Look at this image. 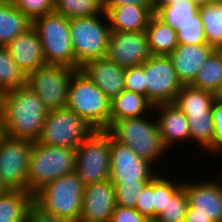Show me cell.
Here are the masks:
<instances>
[{
  "mask_svg": "<svg viewBox=\"0 0 222 222\" xmlns=\"http://www.w3.org/2000/svg\"><path fill=\"white\" fill-rule=\"evenodd\" d=\"M6 136L36 142L48 109L38 95L24 85L0 94Z\"/></svg>",
  "mask_w": 222,
  "mask_h": 222,
  "instance_id": "1",
  "label": "cell"
},
{
  "mask_svg": "<svg viewBox=\"0 0 222 222\" xmlns=\"http://www.w3.org/2000/svg\"><path fill=\"white\" fill-rule=\"evenodd\" d=\"M76 149L32 143L26 191L34 195L53 180L75 172Z\"/></svg>",
  "mask_w": 222,
  "mask_h": 222,
  "instance_id": "2",
  "label": "cell"
},
{
  "mask_svg": "<svg viewBox=\"0 0 222 222\" xmlns=\"http://www.w3.org/2000/svg\"><path fill=\"white\" fill-rule=\"evenodd\" d=\"M85 185L75 172L61 176L33 195V202L44 212L69 222H80Z\"/></svg>",
  "mask_w": 222,
  "mask_h": 222,
  "instance_id": "3",
  "label": "cell"
},
{
  "mask_svg": "<svg viewBox=\"0 0 222 222\" xmlns=\"http://www.w3.org/2000/svg\"><path fill=\"white\" fill-rule=\"evenodd\" d=\"M149 118L150 115H145L114 121L106 131L116 141L131 147L139 157L155 165L168 150L162 142L157 119Z\"/></svg>",
  "mask_w": 222,
  "mask_h": 222,
  "instance_id": "4",
  "label": "cell"
},
{
  "mask_svg": "<svg viewBox=\"0 0 222 222\" xmlns=\"http://www.w3.org/2000/svg\"><path fill=\"white\" fill-rule=\"evenodd\" d=\"M111 100L85 74L77 69L71 79L66 108L85 119L96 130L110 126Z\"/></svg>",
  "mask_w": 222,
  "mask_h": 222,
  "instance_id": "5",
  "label": "cell"
},
{
  "mask_svg": "<svg viewBox=\"0 0 222 222\" xmlns=\"http://www.w3.org/2000/svg\"><path fill=\"white\" fill-rule=\"evenodd\" d=\"M69 31L75 69L90 60L106 57L111 29L105 11L95 16L69 19Z\"/></svg>",
  "mask_w": 222,
  "mask_h": 222,
  "instance_id": "6",
  "label": "cell"
},
{
  "mask_svg": "<svg viewBox=\"0 0 222 222\" xmlns=\"http://www.w3.org/2000/svg\"><path fill=\"white\" fill-rule=\"evenodd\" d=\"M32 27L40 39L47 64L75 68L68 18L52 12L33 20Z\"/></svg>",
  "mask_w": 222,
  "mask_h": 222,
  "instance_id": "7",
  "label": "cell"
},
{
  "mask_svg": "<svg viewBox=\"0 0 222 222\" xmlns=\"http://www.w3.org/2000/svg\"><path fill=\"white\" fill-rule=\"evenodd\" d=\"M96 129L68 108L52 109L45 118L37 142L48 146L77 148Z\"/></svg>",
  "mask_w": 222,
  "mask_h": 222,
  "instance_id": "8",
  "label": "cell"
},
{
  "mask_svg": "<svg viewBox=\"0 0 222 222\" xmlns=\"http://www.w3.org/2000/svg\"><path fill=\"white\" fill-rule=\"evenodd\" d=\"M75 173L89 185L110 179V134L96 130L76 148Z\"/></svg>",
  "mask_w": 222,
  "mask_h": 222,
  "instance_id": "9",
  "label": "cell"
},
{
  "mask_svg": "<svg viewBox=\"0 0 222 222\" xmlns=\"http://www.w3.org/2000/svg\"><path fill=\"white\" fill-rule=\"evenodd\" d=\"M76 70L65 65L47 64L27 74L26 86L38 95L48 110L65 108Z\"/></svg>",
  "mask_w": 222,
  "mask_h": 222,
  "instance_id": "10",
  "label": "cell"
},
{
  "mask_svg": "<svg viewBox=\"0 0 222 222\" xmlns=\"http://www.w3.org/2000/svg\"><path fill=\"white\" fill-rule=\"evenodd\" d=\"M147 99L155 106L173 103L182 88L169 56L151 55L143 64Z\"/></svg>",
  "mask_w": 222,
  "mask_h": 222,
  "instance_id": "11",
  "label": "cell"
},
{
  "mask_svg": "<svg viewBox=\"0 0 222 222\" xmlns=\"http://www.w3.org/2000/svg\"><path fill=\"white\" fill-rule=\"evenodd\" d=\"M153 166L148 160L139 157L131 147L110 135L111 183L150 182L157 175Z\"/></svg>",
  "mask_w": 222,
  "mask_h": 222,
  "instance_id": "12",
  "label": "cell"
},
{
  "mask_svg": "<svg viewBox=\"0 0 222 222\" xmlns=\"http://www.w3.org/2000/svg\"><path fill=\"white\" fill-rule=\"evenodd\" d=\"M32 143L9 136L0 143V177L10 190L26 191Z\"/></svg>",
  "mask_w": 222,
  "mask_h": 222,
  "instance_id": "13",
  "label": "cell"
},
{
  "mask_svg": "<svg viewBox=\"0 0 222 222\" xmlns=\"http://www.w3.org/2000/svg\"><path fill=\"white\" fill-rule=\"evenodd\" d=\"M220 181L222 180L183 182L189 205L185 216L208 217L212 222H222V182Z\"/></svg>",
  "mask_w": 222,
  "mask_h": 222,
  "instance_id": "14",
  "label": "cell"
},
{
  "mask_svg": "<svg viewBox=\"0 0 222 222\" xmlns=\"http://www.w3.org/2000/svg\"><path fill=\"white\" fill-rule=\"evenodd\" d=\"M151 56L145 31H111L106 57L121 67L142 65Z\"/></svg>",
  "mask_w": 222,
  "mask_h": 222,
  "instance_id": "15",
  "label": "cell"
},
{
  "mask_svg": "<svg viewBox=\"0 0 222 222\" xmlns=\"http://www.w3.org/2000/svg\"><path fill=\"white\" fill-rule=\"evenodd\" d=\"M115 206V189L110 180L86 185L80 222H110Z\"/></svg>",
  "mask_w": 222,
  "mask_h": 222,
  "instance_id": "16",
  "label": "cell"
},
{
  "mask_svg": "<svg viewBox=\"0 0 222 222\" xmlns=\"http://www.w3.org/2000/svg\"><path fill=\"white\" fill-rule=\"evenodd\" d=\"M79 70L94 82L110 100L125 90V68L115 64L107 57L85 62Z\"/></svg>",
  "mask_w": 222,
  "mask_h": 222,
  "instance_id": "17",
  "label": "cell"
},
{
  "mask_svg": "<svg viewBox=\"0 0 222 222\" xmlns=\"http://www.w3.org/2000/svg\"><path fill=\"white\" fill-rule=\"evenodd\" d=\"M153 110L158 111V116L155 117L162 142L167 150L177 143H184L187 140L191 142L188 119L175 103L158 104L154 106Z\"/></svg>",
  "mask_w": 222,
  "mask_h": 222,
  "instance_id": "18",
  "label": "cell"
},
{
  "mask_svg": "<svg viewBox=\"0 0 222 222\" xmlns=\"http://www.w3.org/2000/svg\"><path fill=\"white\" fill-rule=\"evenodd\" d=\"M214 51L207 43L177 45L169 57L182 85H190L194 81L201 66Z\"/></svg>",
  "mask_w": 222,
  "mask_h": 222,
  "instance_id": "19",
  "label": "cell"
},
{
  "mask_svg": "<svg viewBox=\"0 0 222 222\" xmlns=\"http://www.w3.org/2000/svg\"><path fill=\"white\" fill-rule=\"evenodd\" d=\"M5 47L26 75L47 65L42 44L32 26L18 35Z\"/></svg>",
  "mask_w": 222,
  "mask_h": 222,
  "instance_id": "20",
  "label": "cell"
},
{
  "mask_svg": "<svg viewBox=\"0 0 222 222\" xmlns=\"http://www.w3.org/2000/svg\"><path fill=\"white\" fill-rule=\"evenodd\" d=\"M111 31H145L154 11L149 6H105Z\"/></svg>",
  "mask_w": 222,
  "mask_h": 222,
  "instance_id": "21",
  "label": "cell"
},
{
  "mask_svg": "<svg viewBox=\"0 0 222 222\" xmlns=\"http://www.w3.org/2000/svg\"><path fill=\"white\" fill-rule=\"evenodd\" d=\"M154 105L146 96L132 91L124 90L111 100L110 125L114 121L126 118H136L152 115ZM150 111V112H149Z\"/></svg>",
  "mask_w": 222,
  "mask_h": 222,
  "instance_id": "22",
  "label": "cell"
},
{
  "mask_svg": "<svg viewBox=\"0 0 222 222\" xmlns=\"http://www.w3.org/2000/svg\"><path fill=\"white\" fill-rule=\"evenodd\" d=\"M145 32L151 55L169 56L178 45L176 30L155 13L150 17Z\"/></svg>",
  "mask_w": 222,
  "mask_h": 222,
  "instance_id": "23",
  "label": "cell"
},
{
  "mask_svg": "<svg viewBox=\"0 0 222 222\" xmlns=\"http://www.w3.org/2000/svg\"><path fill=\"white\" fill-rule=\"evenodd\" d=\"M32 26V22L15 7L13 2L0 1V46H7L18 35Z\"/></svg>",
  "mask_w": 222,
  "mask_h": 222,
  "instance_id": "24",
  "label": "cell"
},
{
  "mask_svg": "<svg viewBox=\"0 0 222 222\" xmlns=\"http://www.w3.org/2000/svg\"><path fill=\"white\" fill-rule=\"evenodd\" d=\"M214 101L215 94L190 85H183L173 103L185 115H198L212 114V104Z\"/></svg>",
  "mask_w": 222,
  "mask_h": 222,
  "instance_id": "25",
  "label": "cell"
},
{
  "mask_svg": "<svg viewBox=\"0 0 222 222\" xmlns=\"http://www.w3.org/2000/svg\"><path fill=\"white\" fill-rule=\"evenodd\" d=\"M33 195L27 191L10 190L0 196V222H26Z\"/></svg>",
  "mask_w": 222,
  "mask_h": 222,
  "instance_id": "26",
  "label": "cell"
},
{
  "mask_svg": "<svg viewBox=\"0 0 222 222\" xmlns=\"http://www.w3.org/2000/svg\"><path fill=\"white\" fill-rule=\"evenodd\" d=\"M154 13L166 24L175 30L179 25L187 22H198L199 8L190 0L173 1L166 6H155Z\"/></svg>",
  "mask_w": 222,
  "mask_h": 222,
  "instance_id": "27",
  "label": "cell"
},
{
  "mask_svg": "<svg viewBox=\"0 0 222 222\" xmlns=\"http://www.w3.org/2000/svg\"><path fill=\"white\" fill-rule=\"evenodd\" d=\"M222 83V50H215L201 66L197 76L190 86L217 92Z\"/></svg>",
  "mask_w": 222,
  "mask_h": 222,
  "instance_id": "28",
  "label": "cell"
},
{
  "mask_svg": "<svg viewBox=\"0 0 222 222\" xmlns=\"http://www.w3.org/2000/svg\"><path fill=\"white\" fill-rule=\"evenodd\" d=\"M206 42L215 50H222V2H210L199 8Z\"/></svg>",
  "mask_w": 222,
  "mask_h": 222,
  "instance_id": "29",
  "label": "cell"
},
{
  "mask_svg": "<svg viewBox=\"0 0 222 222\" xmlns=\"http://www.w3.org/2000/svg\"><path fill=\"white\" fill-rule=\"evenodd\" d=\"M105 11V0H53V12L68 19L90 17Z\"/></svg>",
  "mask_w": 222,
  "mask_h": 222,
  "instance_id": "30",
  "label": "cell"
},
{
  "mask_svg": "<svg viewBox=\"0 0 222 222\" xmlns=\"http://www.w3.org/2000/svg\"><path fill=\"white\" fill-rule=\"evenodd\" d=\"M27 75L11 57L6 47L0 46V94L26 85Z\"/></svg>",
  "mask_w": 222,
  "mask_h": 222,
  "instance_id": "31",
  "label": "cell"
},
{
  "mask_svg": "<svg viewBox=\"0 0 222 222\" xmlns=\"http://www.w3.org/2000/svg\"><path fill=\"white\" fill-rule=\"evenodd\" d=\"M188 119L191 141H195L199 148L208 150L212 154V138L214 123L212 114L185 115ZM201 145V146H200Z\"/></svg>",
  "mask_w": 222,
  "mask_h": 222,
  "instance_id": "32",
  "label": "cell"
},
{
  "mask_svg": "<svg viewBox=\"0 0 222 222\" xmlns=\"http://www.w3.org/2000/svg\"><path fill=\"white\" fill-rule=\"evenodd\" d=\"M182 186V181L170 180L159 174L154 177L153 221L165 210L168 201Z\"/></svg>",
  "mask_w": 222,
  "mask_h": 222,
  "instance_id": "33",
  "label": "cell"
},
{
  "mask_svg": "<svg viewBox=\"0 0 222 222\" xmlns=\"http://www.w3.org/2000/svg\"><path fill=\"white\" fill-rule=\"evenodd\" d=\"M188 206V198L182 186L153 222H184Z\"/></svg>",
  "mask_w": 222,
  "mask_h": 222,
  "instance_id": "34",
  "label": "cell"
},
{
  "mask_svg": "<svg viewBox=\"0 0 222 222\" xmlns=\"http://www.w3.org/2000/svg\"><path fill=\"white\" fill-rule=\"evenodd\" d=\"M149 182L112 183L115 189V203L121 207L134 208Z\"/></svg>",
  "mask_w": 222,
  "mask_h": 222,
  "instance_id": "35",
  "label": "cell"
},
{
  "mask_svg": "<svg viewBox=\"0 0 222 222\" xmlns=\"http://www.w3.org/2000/svg\"><path fill=\"white\" fill-rule=\"evenodd\" d=\"M178 44H206V37L201 17L198 13V22H187L179 25L176 30Z\"/></svg>",
  "mask_w": 222,
  "mask_h": 222,
  "instance_id": "36",
  "label": "cell"
},
{
  "mask_svg": "<svg viewBox=\"0 0 222 222\" xmlns=\"http://www.w3.org/2000/svg\"><path fill=\"white\" fill-rule=\"evenodd\" d=\"M13 4L31 22L53 12V0H14Z\"/></svg>",
  "mask_w": 222,
  "mask_h": 222,
  "instance_id": "37",
  "label": "cell"
},
{
  "mask_svg": "<svg viewBox=\"0 0 222 222\" xmlns=\"http://www.w3.org/2000/svg\"><path fill=\"white\" fill-rule=\"evenodd\" d=\"M124 86L125 90L139 93L147 97L145 71L142 65L125 68Z\"/></svg>",
  "mask_w": 222,
  "mask_h": 222,
  "instance_id": "38",
  "label": "cell"
},
{
  "mask_svg": "<svg viewBox=\"0 0 222 222\" xmlns=\"http://www.w3.org/2000/svg\"><path fill=\"white\" fill-rule=\"evenodd\" d=\"M154 178L145 186L136 202V211L153 221Z\"/></svg>",
  "mask_w": 222,
  "mask_h": 222,
  "instance_id": "39",
  "label": "cell"
},
{
  "mask_svg": "<svg viewBox=\"0 0 222 222\" xmlns=\"http://www.w3.org/2000/svg\"><path fill=\"white\" fill-rule=\"evenodd\" d=\"M214 135L212 138V153L216 155L222 150V103L214 101L212 104Z\"/></svg>",
  "mask_w": 222,
  "mask_h": 222,
  "instance_id": "40",
  "label": "cell"
},
{
  "mask_svg": "<svg viewBox=\"0 0 222 222\" xmlns=\"http://www.w3.org/2000/svg\"><path fill=\"white\" fill-rule=\"evenodd\" d=\"M110 222H153L148 217L141 215L134 208L116 205L111 215Z\"/></svg>",
  "mask_w": 222,
  "mask_h": 222,
  "instance_id": "41",
  "label": "cell"
},
{
  "mask_svg": "<svg viewBox=\"0 0 222 222\" xmlns=\"http://www.w3.org/2000/svg\"><path fill=\"white\" fill-rule=\"evenodd\" d=\"M26 222H69V221L60 218L59 216L44 212L33 202L28 210Z\"/></svg>",
  "mask_w": 222,
  "mask_h": 222,
  "instance_id": "42",
  "label": "cell"
},
{
  "mask_svg": "<svg viewBox=\"0 0 222 222\" xmlns=\"http://www.w3.org/2000/svg\"><path fill=\"white\" fill-rule=\"evenodd\" d=\"M136 5V6H149L154 11V0H105V6H124V5Z\"/></svg>",
  "mask_w": 222,
  "mask_h": 222,
  "instance_id": "43",
  "label": "cell"
},
{
  "mask_svg": "<svg viewBox=\"0 0 222 222\" xmlns=\"http://www.w3.org/2000/svg\"><path fill=\"white\" fill-rule=\"evenodd\" d=\"M184 222H212L208 217L185 216Z\"/></svg>",
  "mask_w": 222,
  "mask_h": 222,
  "instance_id": "44",
  "label": "cell"
},
{
  "mask_svg": "<svg viewBox=\"0 0 222 222\" xmlns=\"http://www.w3.org/2000/svg\"><path fill=\"white\" fill-rule=\"evenodd\" d=\"M5 137H6L5 124H4L3 115L0 109V143L3 141Z\"/></svg>",
  "mask_w": 222,
  "mask_h": 222,
  "instance_id": "45",
  "label": "cell"
},
{
  "mask_svg": "<svg viewBox=\"0 0 222 222\" xmlns=\"http://www.w3.org/2000/svg\"><path fill=\"white\" fill-rule=\"evenodd\" d=\"M173 1H178V0H154V4L155 6H166L173 4Z\"/></svg>",
  "mask_w": 222,
  "mask_h": 222,
  "instance_id": "46",
  "label": "cell"
},
{
  "mask_svg": "<svg viewBox=\"0 0 222 222\" xmlns=\"http://www.w3.org/2000/svg\"><path fill=\"white\" fill-rule=\"evenodd\" d=\"M9 191H10V189L8 188V186L5 184V182L0 177V196L8 193Z\"/></svg>",
  "mask_w": 222,
  "mask_h": 222,
  "instance_id": "47",
  "label": "cell"
},
{
  "mask_svg": "<svg viewBox=\"0 0 222 222\" xmlns=\"http://www.w3.org/2000/svg\"><path fill=\"white\" fill-rule=\"evenodd\" d=\"M190 1L198 8L211 2V0H190Z\"/></svg>",
  "mask_w": 222,
  "mask_h": 222,
  "instance_id": "48",
  "label": "cell"
},
{
  "mask_svg": "<svg viewBox=\"0 0 222 222\" xmlns=\"http://www.w3.org/2000/svg\"><path fill=\"white\" fill-rule=\"evenodd\" d=\"M215 100L222 103V83L217 92L215 93Z\"/></svg>",
  "mask_w": 222,
  "mask_h": 222,
  "instance_id": "49",
  "label": "cell"
},
{
  "mask_svg": "<svg viewBox=\"0 0 222 222\" xmlns=\"http://www.w3.org/2000/svg\"><path fill=\"white\" fill-rule=\"evenodd\" d=\"M0 1H4V2H14V0H0Z\"/></svg>",
  "mask_w": 222,
  "mask_h": 222,
  "instance_id": "50",
  "label": "cell"
},
{
  "mask_svg": "<svg viewBox=\"0 0 222 222\" xmlns=\"http://www.w3.org/2000/svg\"><path fill=\"white\" fill-rule=\"evenodd\" d=\"M211 2H222V0H211Z\"/></svg>",
  "mask_w": 222,
  "mask_h": 222,
  "instance_id": "51",
  "label": "cell"
},
{
  "mask_svg": "<svg viewBox=\"0 0 222 222\" xmlns=\"http://www.w3.org/2000/svg\"><path fill=\"white\" fill-rule=\"evenodd\" d=\"M220 154V156H221V154H222V150L218 153V155ZM222 173V172H221ZM222 175V174H221ZM221 180H222V176H221Z\"/></svg>",
  "mask_w": 222,
  "mask_h": 222,
  "instance_id": "52",
  "label": "cell"
}]
</instances>
